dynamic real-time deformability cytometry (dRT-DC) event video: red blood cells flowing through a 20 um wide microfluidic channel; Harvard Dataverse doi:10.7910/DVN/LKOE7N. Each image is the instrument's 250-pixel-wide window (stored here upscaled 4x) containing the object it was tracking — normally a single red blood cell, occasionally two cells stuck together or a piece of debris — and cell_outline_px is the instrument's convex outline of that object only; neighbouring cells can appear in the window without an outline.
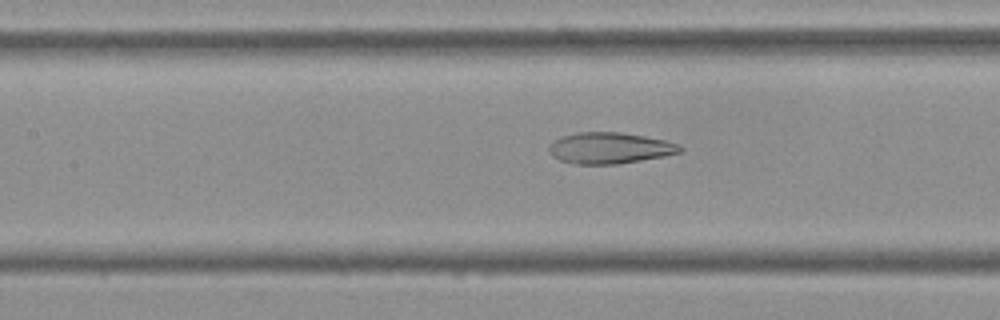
{"species": "Egyptian fruit bat (a non-hibernating species)", "species_latin": "Rousettus aegyptiacus", "temperature_condition": "cold", "stored_images_in_passage": 53, "camera_frame_rate_fps": 3000, "um_per_image_px": 0.085, "frame": {"image": 1, "passage_image": 23, "time_ms": 7.333, "image_size_px": [1000, 320], "cell_outline_px": [[684, 148], [680, 152], [664, 156], [616, 164], [576, 164], [560, 160], [552, 156], [548, 152], [548, 144], [564, 136], [576, 132], [620, 132], [644, 136], [664, 140], [680, 144]], "centroid_in_image_um": [51.81, 12.58], "position_along_channel_um": 155.6, "area_um2": 23.76}}
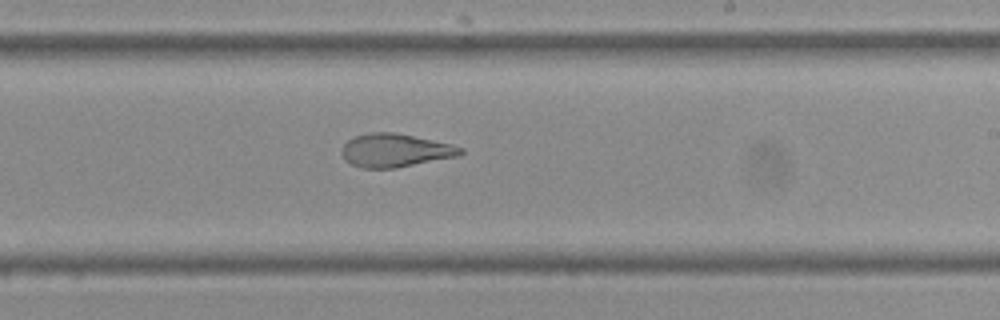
{"frame": {"image": 2, "passage_image": 31, "time_ms": 10.0, "image_size_px": [1000, 320], "cell_outline_px": [[464, 152], [460, 156], [396, 168], [364, 168], [352, 164], [344, 160], [340, 152], [340, 148], [352, 136], [368, 132], [396, 132], [452, 144], [464, 148]], "centroid_in_image_um": [33.58, 12.77], "position_along_channel_um": 255.4, "area_um2": 23.47}}
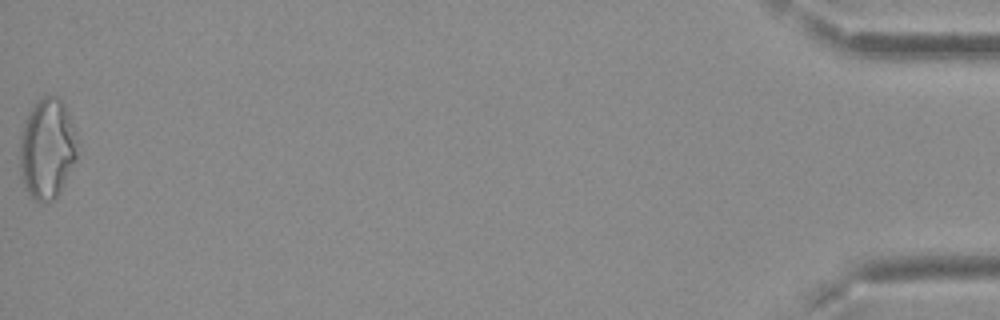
{"frame": {"image": 3, "passage_image": 53, "time_ms": 17.333, "image_size_px": [1000, 320], "cell_outline_px": [[76, 160], [60, 192], [52, 200], [40, 204], [28, 192], [20, 176], [20, 140], [28, 112], [36, 100], [44, 96], [60, 96], [68, 112], [76, 140]], "centroid_in_image_um": [3.99, 12.64], "position_along_channel_um": 431.2, "area_um2": 33.52}, "authors_computed_cell_mechanics": {"area_um2": 26.9926, "velocity_mm_per_s": 3.7508, "shape_relaxation_time_tau1_ms": null, "shape_relaxation_time_tau2_ms": 2.1448, "deformation_change_tau1": null, "deformation_change_tau2": 0.0903}}